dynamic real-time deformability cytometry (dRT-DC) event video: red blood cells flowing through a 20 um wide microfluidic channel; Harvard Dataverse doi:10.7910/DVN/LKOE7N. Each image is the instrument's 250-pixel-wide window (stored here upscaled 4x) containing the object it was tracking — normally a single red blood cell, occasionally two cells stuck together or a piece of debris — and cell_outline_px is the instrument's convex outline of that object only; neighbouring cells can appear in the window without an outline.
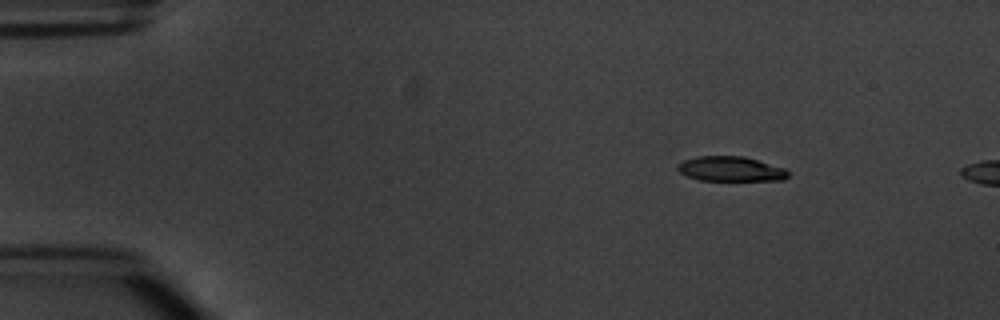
{"species": "common noctule bat (a hibernating species)", "species_latin": "Nyctalus noctula", "temperature_condition": "warm", "stored_images_in_passage": 4, "camera_frame_rate_fps": 3000, "um_per_image_px": 0.085, "animal": {"sex": "male", "body_mass_g": 20.1, "forearm_length_mm": 53.5}, "frame": {"image": 1, "passage_image": 2, "time_ms": 1.333, "image_size_px": [1000, 320], "cell_outline_px": [[788, 176], [784, 180], [700, 180], [688, 176], [680, 172], [676, 168], [676, 164], [684, 160], [696, 156], [744, 156], [784, 168], [788, 172]], "centroid_in_image_um": [62.08, 14.35], "position_along_channel_um": 22.9, "area_um2": 15.9}}